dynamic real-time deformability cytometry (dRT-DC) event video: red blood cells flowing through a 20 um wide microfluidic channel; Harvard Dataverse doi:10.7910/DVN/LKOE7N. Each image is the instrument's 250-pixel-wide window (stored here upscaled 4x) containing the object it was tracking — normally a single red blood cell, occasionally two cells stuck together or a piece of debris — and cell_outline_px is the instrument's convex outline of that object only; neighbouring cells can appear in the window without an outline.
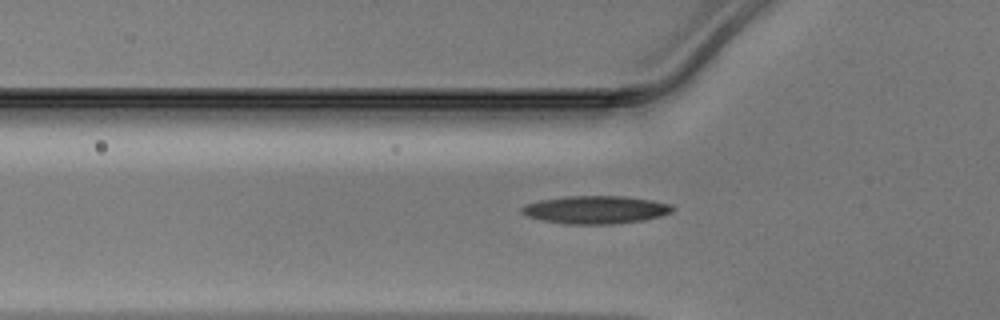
{"species": "Egyptian fruit bat (a non-hibernating species)", "species_latin": "Rousettus aegyptiacus", "temperature_condition": "warm", "stored_images_in_passage": 37, "camera_frame_rate_fps": 3000, "um_per_image_px": 0.085, "animal": {"sex": "male"}, "frame": {"image": 1, "passage_image": 4, "time_ms": 1.0, "image_size_px": [1000, 320], "cell_outline_px": [[676, 208], [672, 212], [660, 216], [640, 220], [612, 224], [568, 224], [540, 220], [528, 216], [520, 212], [520, 208], [528, 204], [540, 200], [568, 196], [620, 196], [652, 200], [672, 204]], "centroid_in_image_um": [50.64, 17.82], "position_along_channel_um": 75.2, "area_um2": 24.39}}
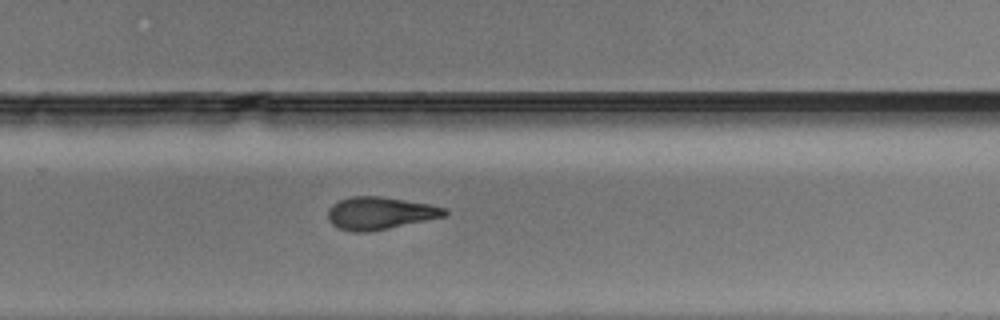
{"frame": {"image": 2, "passage_image": 20, "time_ms": 6.333, "image_size_px": [1000, 320], "cell_outline_px": [[448, 212], [444, 216], [388, 228], [368, 232], [356, 232], [340, 228], [332, 224], [328, 220], [328, 208], [332, 204], [340, 200], [352, 196], [380, 196], [428, 204], [444, 208]], "centroid_in_image_um": [32.24, 18.11], "position_along_channel_um": 297.6, "area_um2": 21.73}}
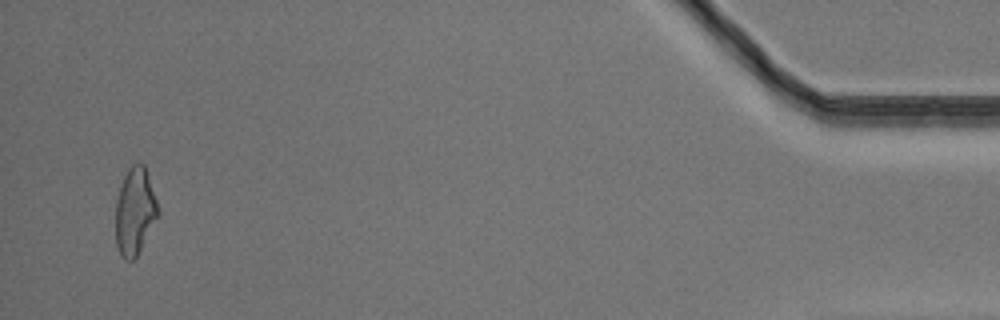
{"frame": {"image": 3, "passage_image": 35, "time_ms": 11.333, "image_size_px": [1000, 320], "cell_outline_px": [[160, 212], [136, 256], [132, 260], [124, 260], [120, 256], [116, 244], [116, 200], [124, 176], [128, 168], [132, 164], [144, 164]], "centroid_in_image_um": [11.45, 17.97], "position_along_channel_um": 423.8, "area_um2": 21.15}}